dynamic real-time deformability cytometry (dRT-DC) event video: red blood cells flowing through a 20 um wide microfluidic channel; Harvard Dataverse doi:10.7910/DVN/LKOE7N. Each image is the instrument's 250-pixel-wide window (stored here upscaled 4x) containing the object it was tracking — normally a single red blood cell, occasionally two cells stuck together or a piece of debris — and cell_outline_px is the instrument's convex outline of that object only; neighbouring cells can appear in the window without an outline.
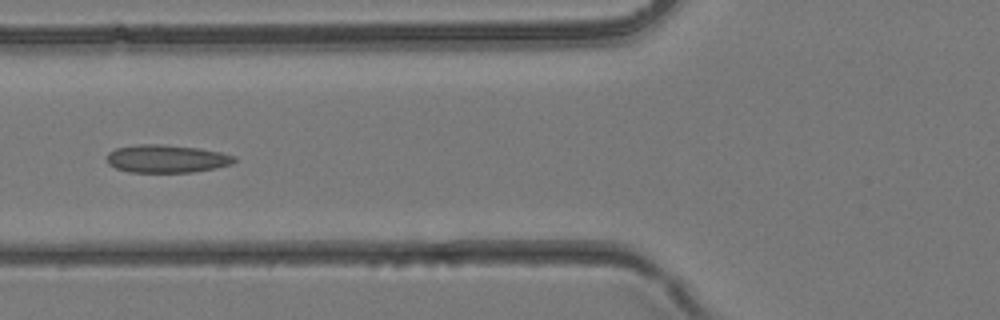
{"species": "common noctule bat (a hibernating species)", "species_latin": "Nyctalus noctula", "temperature_condition": "room temperature", "stored_images_in_passage": 39, "camera_frame_rate_fps": 3000, "um_per_image_px": 0.085, "animal": {"sex": "female", "body_mass_g": 24.6, "forearm_length_mm": 56.2}, "frame": {"image": 1, "passage_image": 15, "time_ms": 4.667, "image_size_px": [1000, 320], "cell_outline_px": [[236, 160], [232, 164], [216, 168], [192, 172], [128, 172], [116, 168], [108, 164], [108, 152], [116, 148], [136, 144], [160, 144], [200, 148], [220, 152], [236, 156]], "centroid_in_image_um": [14.17, 13.49], "position_along_channel_um": 111.6, "area_um2": 20.81}}
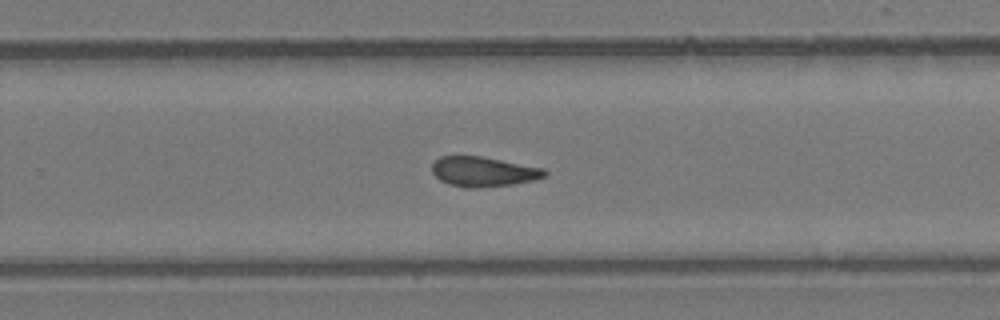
{"frame": {"image": 2, "passage_image": 25, "time_ms": 8.0, "image_size_px": [1000, 320], "cell_outline_px": [[548, 172], [544, 176], [532, 180], [512, 184], [480, 188], [464, 188], [448, 184], [440, 180], [432, 172], [432, 164], [440, 156], [480, 156], [544, 168]], "centroid_in_image_um": [41.05, 14.6], "position_along_channel_um": 288.7, "area_um2": 19.54}}
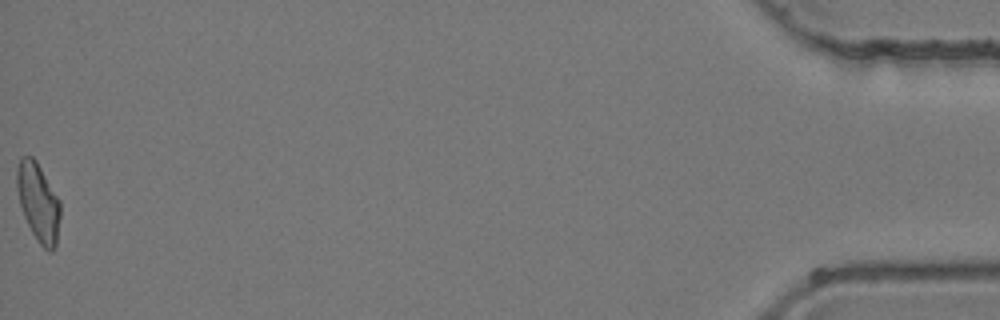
{"frame": {"image": 3, "passage_image": 39, "time_ms": 12.667, "image_size_px": [1000, 320], "cell_outline_px": [[60, 216], [56, 244], [52, 252], [48, 252], [40, 244], [32, 232], [24, 216], [20, 204], [16, 188], [16, 168], [20, 156], [32, 156], [36, 160], [60, 200]], "centroid_in_image_um": [3.24, 17.16], "position_along_channel_um": 432.0, "area_um2": 19.88}}